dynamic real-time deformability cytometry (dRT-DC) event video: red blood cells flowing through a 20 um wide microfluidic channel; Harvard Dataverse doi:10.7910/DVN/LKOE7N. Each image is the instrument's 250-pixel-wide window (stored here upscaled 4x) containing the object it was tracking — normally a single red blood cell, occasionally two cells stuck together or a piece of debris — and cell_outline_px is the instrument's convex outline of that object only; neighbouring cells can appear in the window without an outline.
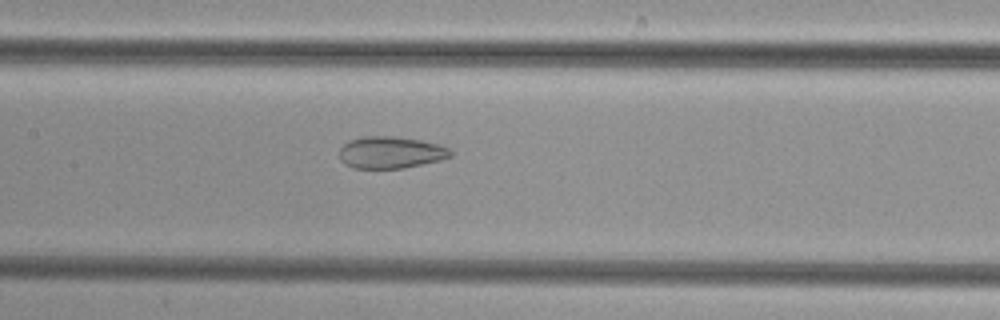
{"species": "common noctule bat (a hibernating species)", "species_latin": "Nyctalus noctula", "temperature_condition": "cold", "stored_images_in_passage": 50, "camera_frame_rate_fps": 3000, "um_per_image_px": 0.085, "animal": {"sex": "female", "body_mass_g": 29.2, "forearm_length_mm": 56.3}, "frame": {"image": 1, "passage_image": 24, "time_ms": 7.667, "image_size_px": [1000, 320], "cell_outline_px": [[452, 156], [440, 160], [404, 168], [352, 168], [344, 164], [340, 160], [340, 148], [348, 140], [364, 136], [392, 136], [420, 140], [436, 144], [448, 148], [452, 152]], "centroid_in_image_um": [33.17, 12.96], "position_along_channel_um": 174.2, "area_um2": 20.63}}
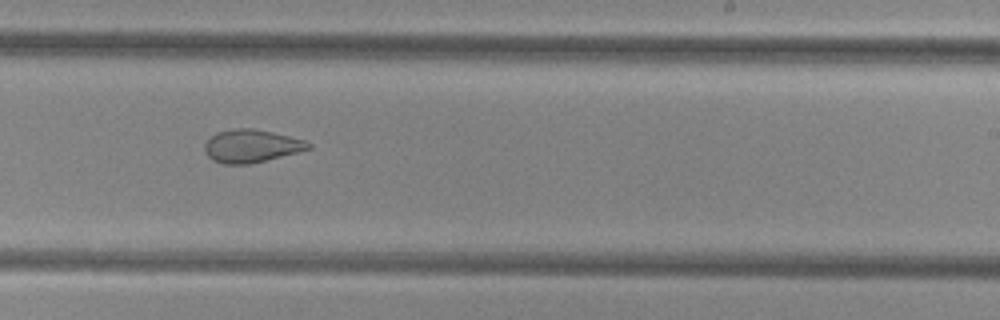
{"frame": {"image": 2, "passage_image": 31, "time_ms": 10.0, "image_size_px": [1000, 320], "cell_outline_px": [[312, 148], [248, 164], [224, 164], [212, 160], [208, 156], [204, 148], [204, 144], [216, 132], [232, 128], [252, 128], [272, 132], [304, 140], [312, 144]], "centroid_in_image_um": [21.33, 12.4], "position_along_channel_um": 267.7, "area_um2": 19.65}}
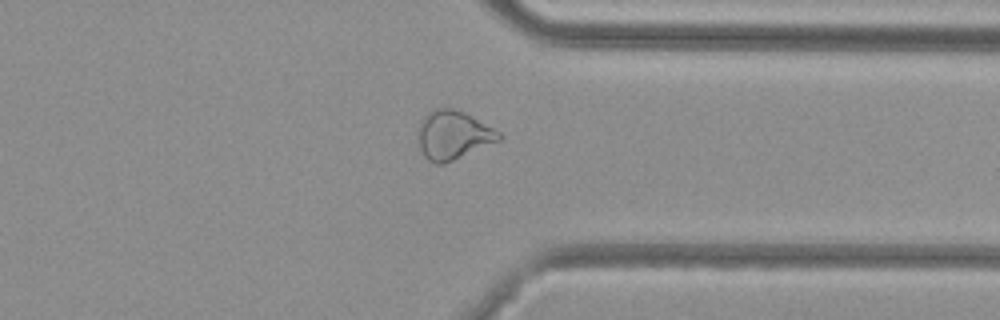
{"frame": {"image": 3, "passage_image": 39, "time_ms": 12.667, "image_size_px": [1000, 320], "cell_outline_px": [[504, 136], [500, 140], [444, 164], [436, 164], [428, 160], [424, 156], [420, 148], [416, 132], [420, 120], [432, 108], [452, 108], [464, 112], [500, 132]], "centroid_in_image_um": [38.47, 11.47], "position_along_channel_um": 372.9, "area_um2": 23.06}}